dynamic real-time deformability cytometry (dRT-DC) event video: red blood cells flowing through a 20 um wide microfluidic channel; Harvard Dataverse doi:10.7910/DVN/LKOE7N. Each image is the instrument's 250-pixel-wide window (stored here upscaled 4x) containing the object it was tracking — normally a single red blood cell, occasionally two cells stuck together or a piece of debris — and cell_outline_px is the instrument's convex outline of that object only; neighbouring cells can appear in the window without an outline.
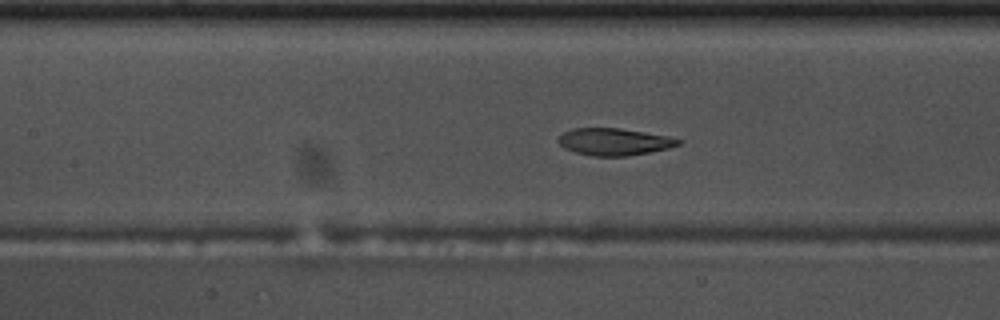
{"species": "common noctule bat (a hibernating species)", "species_latin": "Nyctalus noctula", "temperature_condition": "warm", "stored_images_in_passage": 55, "camera_frame_rate_fps": 3000, "um_per_image_px": 0.085, "animal": {"sex": "male", "body_mass_g": 17.5, "forearm_length_mm": 52.3}, "frame": {"image": 1, "passage_image": 24, "time_ms": 7.667, "image_size_px": [1000, 320], "cell_outline_px": [[684, 140], [680, 144], [668, 148], [628, 156], [592, 156], [576, 152], [564, 148], [556, 140], [564, 132], [572, 128], [620, 128], [668, 136]], "centroid_in_image_um": [52.2, 12.04], "position_along_channel_um": 155.2, "area_um2": 18.9}}
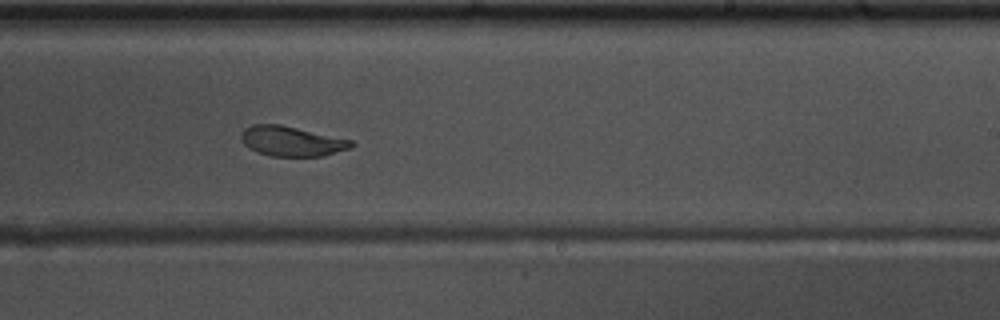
{"frame": {"image": 2, "passage_image": 33, "time_ms": 10.667, "image_size_px": [1000, 320], "cell_outline_px": [[356, 144], [352, 148], [324, 156], [268, 156], [256, 152], [248, 148], [240, 140], [240, 136], [244, 128], [252, 124], [280, 124], [352, 140]], "centroid_in_image_um": [24.78, 12.01], "position_along_channel_um": 264.2, "area_um2": 19.48}}
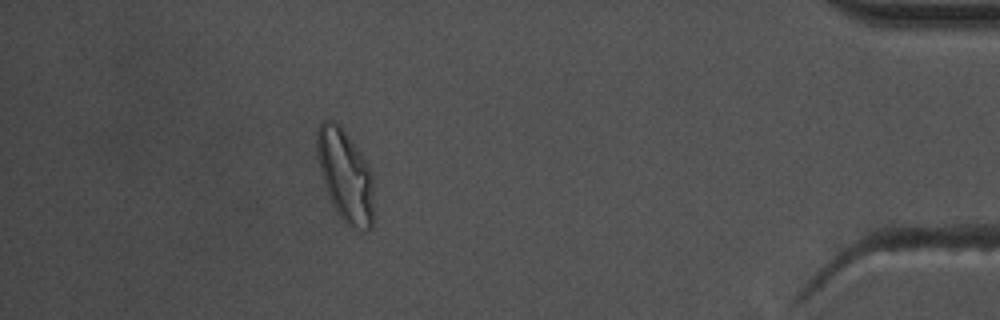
{"frame": {"image": 3, "passage_image": 49, "time_ms": 16.0, "image_size_px": [1000, 320], "cell_outline_px": [[372, 228], [364, 232], [360, 232], [352, 228], [340, 216], [332, 204], [328, 196], [316, 160], [316, 128], [324, 120], [332, 120], [340, 124], [360, 152], [368, 164], [372, 172]], "centroid_in_image_um": [29.32, 14.91], "position_along_channel_um": 405.9, "area_um2": 30.81}, "authors_computed_cell_mechanics": {"area_um2": 20.519, "velocity_mm_per_s": 3.6454, "shape_relaxation_time_tau1_ms": 8.887, "shape_relaxation_time_tau2_ms": 1.6516, "deformation_change_tau1": 0.2228, "deformation_change_tau2": 0.0591}}